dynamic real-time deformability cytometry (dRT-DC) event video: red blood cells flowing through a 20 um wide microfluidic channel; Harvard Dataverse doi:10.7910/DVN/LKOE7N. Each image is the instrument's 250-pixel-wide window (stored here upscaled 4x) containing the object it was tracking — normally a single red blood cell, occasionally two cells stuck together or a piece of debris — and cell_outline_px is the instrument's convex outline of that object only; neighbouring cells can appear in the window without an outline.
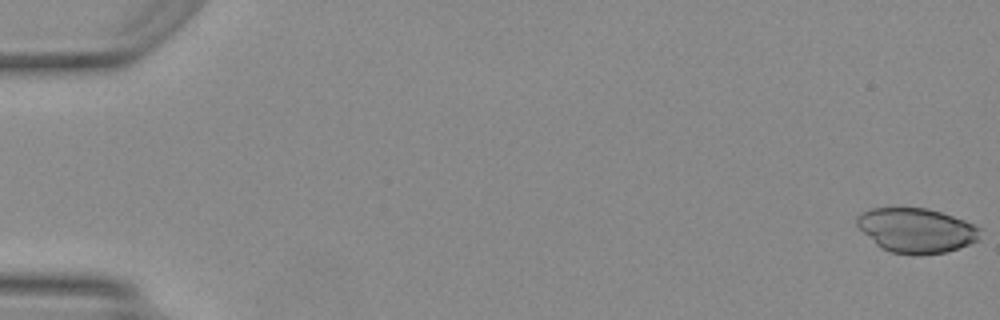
{"species": "Egyptian fruit bat (a non-hibernating species)", "species_latin": "Rousettus aegyptiacus", "temperature_condition": "warm", "stored_images_in_passage": 14, "camera_frame_rate_fps": 3000, "um_per_image_px": 0.085, "animal": {"sex": "female"}, "frame": {"image": 1, "passage_image": 1, "time_ms": 0.0, "image_size_px": [1000, 320], "cell_outline_px": [[980, 240], [948, 252], [916, 256], [892, 252], [880, 248], [856, 224], [856, 216], [860, 212], [872, 208], [928, 208], [964, 220], [980, 228]], "centroid_in_image_um": [77.89, 19.59], "position_along_channel_um": 7.1, "area_um2": 32.14}}